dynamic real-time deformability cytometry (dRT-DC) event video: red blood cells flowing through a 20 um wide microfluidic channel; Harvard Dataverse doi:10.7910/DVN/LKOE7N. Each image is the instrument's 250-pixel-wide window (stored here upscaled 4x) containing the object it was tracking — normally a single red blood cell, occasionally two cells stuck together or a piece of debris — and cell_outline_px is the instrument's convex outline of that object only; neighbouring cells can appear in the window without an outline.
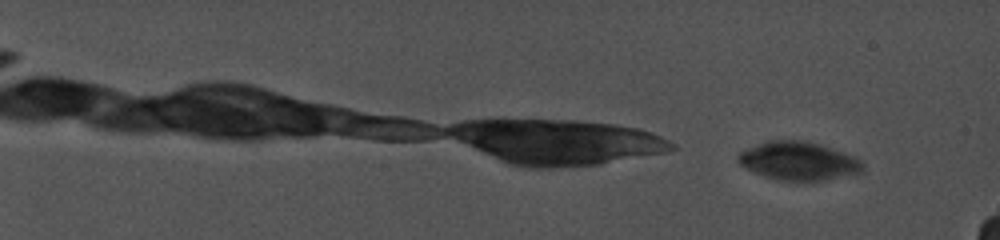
{"species": "common noctule bat (a hibernating species)", "species_latin": "Nyctalus noctula", "temperature_condition": "cold", "stored_images_in_passage": 38, "camera_frame_rate_fps": 5000, "um_per_image_px": 0.085, "animal": {"sex": "female", "body_mass_g": 19.0, "forearm_length_mm": 56.7}, "frame": {"image": 1, "passage_image": 12, "time_ms": 2.2, "image_size_px": [1000, 240], "cell_outline_px": [[864, 172], [824, 180], [784, 180], [768, 176], [744, 168], [736, 160], [736, 152], [768, 140], [796, 140], [820, 144], [856, 156], [864, 164]], "centroid_in_image_um": [67.88, 13.66], "position_along_channel_um": 17.1, "area_um2": 27.8}}